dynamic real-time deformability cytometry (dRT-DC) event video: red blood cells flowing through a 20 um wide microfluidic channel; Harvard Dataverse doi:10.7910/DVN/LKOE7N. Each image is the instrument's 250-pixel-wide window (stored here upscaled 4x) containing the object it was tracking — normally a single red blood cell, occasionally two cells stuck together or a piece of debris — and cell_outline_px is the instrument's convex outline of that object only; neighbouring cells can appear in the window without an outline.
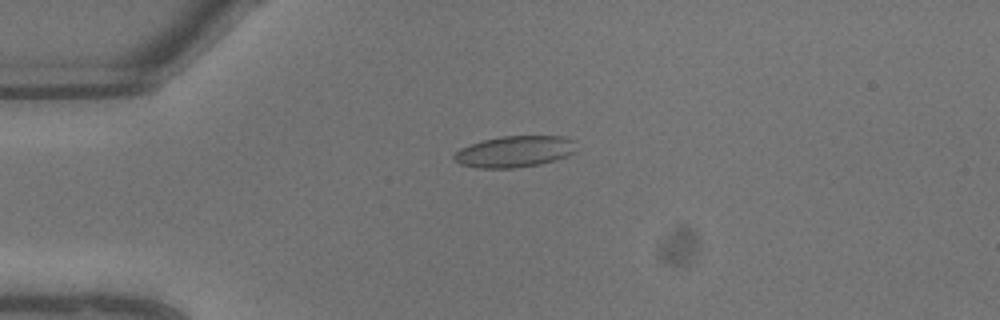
{"species": "common noctule bat (a hibernating species)", "species_latin": "Nyctalus noctula", "temperature_condition": "warm", "stored_images_in_passage": 10, "camera_frame_rate_fps": 3000, "um_per_image_px": 0.085, "animal": {"sex": "male", "body_mass_g": 13.3}, "frame": {"image": 1, "passage_image": 6, "time_ms": 1.667, "image_size_px": [1000, 320], "cell_outline_px": [[572, 152], [564, 156], [540, 164], [516, 168], [480, 168], [460, 164], [452, 156], [460, 148], [484, 140], [500, 136], [564, 136], [572, 140]], "centroid_in_image_um": [43.67, 12.88], "position_along_channel_um": 41.3, "area_um2": 21.79}}
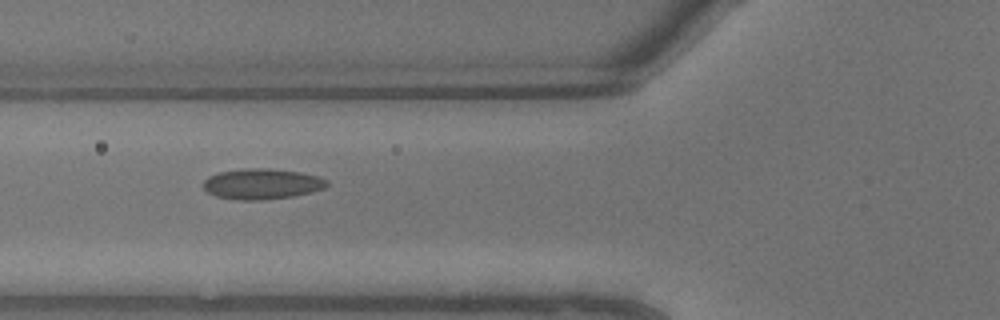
{"frame": {"image": 2, "passage_image": 9, "time_ms": 2.667, "image_size_px": [1000, 320], "cell_outline_px": [[328, 184], [324, 188], [312, 192], [292, 196], [264, 200], [236, 200], [216, 196], [208, 192], [204, 188], [204, 180], [208, 176], [220, 172], [256, 168], [264, 168], [300, 172], [316, 176], [328, 180]], "centroid_in_image_um": [22.27, 15.65], "position_along_channel_um": 103.5, "area_um2": 21.79}}
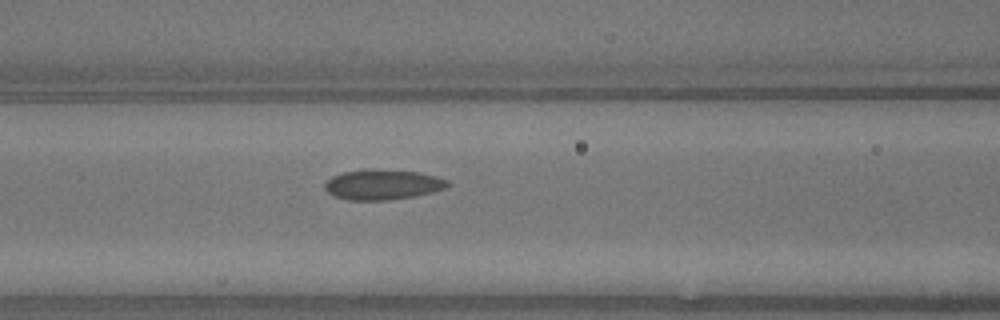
{"frame": {"image": 3, "passage_image": 10, "time_ms": 3.0, "image_size_px": [1000, 320], "cell_outline_px": [[448, 188], [416, 196], [388, 200], [348, 200], [332, 196], [324, 188], [324, 184], [332, 176], [344, 172], [420, 172], [436, 176], [448, 180]], "centroid_in_image_um": [32.55, 15.75], "position_along_channel_um": 134.1, "area_um2": 20.75}}